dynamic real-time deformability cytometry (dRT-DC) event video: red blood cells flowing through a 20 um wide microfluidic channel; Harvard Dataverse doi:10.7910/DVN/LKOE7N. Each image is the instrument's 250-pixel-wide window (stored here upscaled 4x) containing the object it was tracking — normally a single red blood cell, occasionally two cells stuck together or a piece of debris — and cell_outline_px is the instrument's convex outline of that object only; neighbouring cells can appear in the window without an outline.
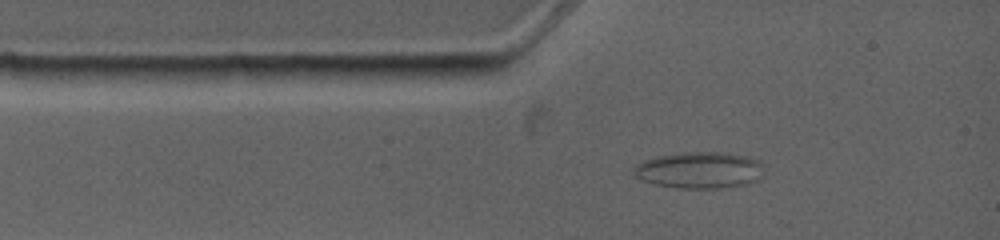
{"species": "common noctule bat (a hibernating species)", "species_latin": "Nyctalus noctula", "temperature_condition": "warm", "stored_images_in_passage": 5, "camera_frame_rate_fps": 4500, "um_per_image_px": 0.085, "animal": {"sex": "female", "body_mass_g": 19.0, "forearm_length_mm": 53.3}, "frame": {"image": 1, "passage_image": 2, "time_ms": 0.889, "image_size_px": [1000, 240], "cell_outline_px": [[764, 176], [756, 180], [744, 184], [720, 188], [680, 188], [656, 184], [644, 180], [636, 176], [632, 172], [632, 168], [636, 164], [644, 160], [656, 156], [684, 152], [724, 152], [748, 156], [760, 160]], "centroid_in_image_um": [59.47, 14.44], "position_along_channel_um": 25.5, "area_um2": 27.8}}
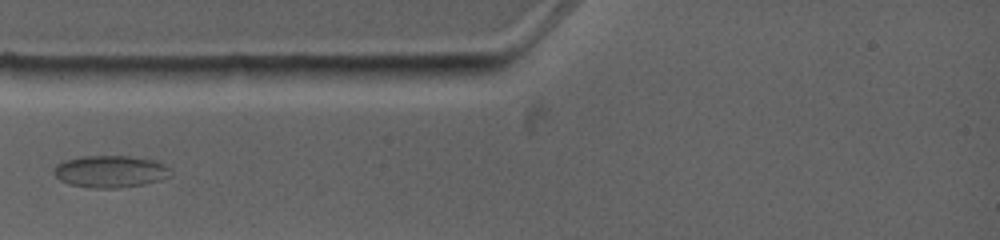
{"frame": {"image": 2, "passage_image": 4, "time_ms": 2.444, "image_size_px": [1000, 240], "cell_outline_px": [[172, 176], [144, 184], [116, 188], [92, 188], [68, 184], [60, 180], [52, 172], [56, 164], [64, 160], [80, 156], [128, 156], [152, 160], [164, 164], [168, 168]], "centroid_in_image_um": [9.33, 14.58], "position_along_channel_um": 75.7, "area_um2": 21.79}}